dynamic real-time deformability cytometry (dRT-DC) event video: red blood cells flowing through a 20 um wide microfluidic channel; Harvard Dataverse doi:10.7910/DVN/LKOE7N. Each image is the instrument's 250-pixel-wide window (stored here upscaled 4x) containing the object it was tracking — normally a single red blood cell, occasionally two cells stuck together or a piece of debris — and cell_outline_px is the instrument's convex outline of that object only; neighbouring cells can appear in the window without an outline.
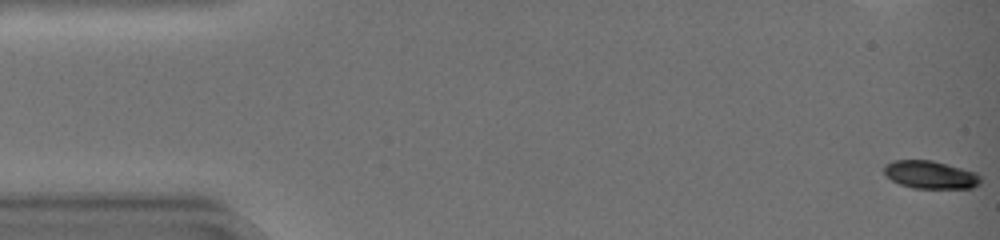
{"species": "common noctule bat (a hibernating species)", "species_latin": "Nyctalus noctula", "temperature_condition": "warm", "stored_images_in_passage": 41, "camera_frame_rate_fps": 3000, "um_per_image_px": 0.085, "animal": {"sex": "female", "body_mass_g": 19.0, "forearm_length_mm": 51.5}, "frame": {"image": 1, "passage_image": 1, "time_ms": 0.0, "image_size_px": [1000, 240], "cell_outline_px": [[980, 184], [972, 188], [912, 188], [900, 184], [892, 180], [884, 172], [884, 164], [896, 160], [932, 160], [976, 172], [980, 176]], "centroid_in_image_um": [79.09, 14.85], "position_along_channel_um": 5.9, "area_um2": 15.61}}